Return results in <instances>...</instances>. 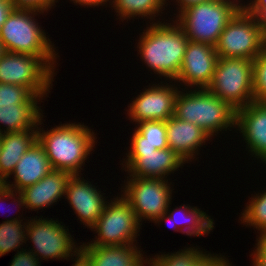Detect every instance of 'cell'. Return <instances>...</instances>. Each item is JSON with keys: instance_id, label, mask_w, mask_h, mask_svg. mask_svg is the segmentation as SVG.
Listing matches in <instances>:
<instances>
[{"instance_id": "obj_1", "label": "cell", "mask_w": 266, "mask_h": 266, "mask_svg": "<svg viewBox=\"0 0 266 266\" xmlns=\"http://www.w3.org/2000/svg\"><path fill=\"white\" fill-rule=\"evenodd\" d=\"M37 140L53 169L78 175L95 143V134L83 124H61L49 131H38ZM42 132V133H41Z\"/></svg>"}, {"instance_id": "obj_2", "label": "cell", "mask_w": 266, "mask_h": 266, "mask_svg": "<svg viewBox=\"0 0 266 266\" xmlns=\"http://www.w3.org/2000/svg\"><path fill=\"white\" fill-rule=\"evenodd\" d=\"M140 37L139 52L145 64L165 78L176 81L189 39L176 25L152 23Z\"/></svg>"}, {"instance_id": "obj_3", "label": "cell", "mask_w": 266, "mask_h": 266, "mask_svg": "<svg viewBox=\"0 0 266 266\" xmlns=\"http://www.w3.org/2000/svg\"><path fill=\"white\" fill-rule=\"evenodd\" d=\"M190 91L177 93L175 117L196 124L210 137L219 130L236 126V109L230 103L221 100L207 89Z\"/></svg>"}, {"instance_id": "obj_4", "label": "cell", "mask_w": 266, "mask_h": 266, "mask_svg": "<svg viewBox=\"0 0 266 266\" xmlns=\"http://www.w3.org/2000/svg\"><path fill=\"white\" fill-rule=\"evenodd\" d=\"M38 12L43 13L32 9H14L0 27V40L7 52L39 56L54 69L57 54L50 39L34 21L33 16Z\"/></svg>"}, {"instance_id": "obj_5", "label": "cell", "mask_w": 266, "mask_h": 266, "mask_svg": "<svg viewBox=\"0 0 266 266\" xmlns=\"http://www.w3.org/2000/svg\"><path fill=\"white\" fill-rule=\"evenodd\" d=\"M252 75L253 60L219 57L206 89L237 110L255 101Z\"/></svg>"}, {"instance_id": "obj_6", "label": "cell", "mask_w": 266, "mask_h": 266, "mask_svg": "<svg viewBox=\"0 0 266 266\" xmlns=\"http://www.w3.org/2000/svg\"><path fill=\"white\" fill-rule=\"evenodd\" d=\"M180 12L176 23L190 41L215 46L226 24L237 11L226 3L210 0L193 4Z\"/></svg>"}, {"instance_id": "obj_7", "label": "cell", "mask_w": 266, "mask_h": 266, "mask_svg": "<svg viewBox=\"0 0 266 266\" xmlns=\"http://www.w3.org/2000/svg\"><path fill=\"white\" fill-rule=\"evenodd\" d=\"M214 47L222 58L254 60L266 48V34L247 11L236 12Z\"/></svg>"}, {"instance_id": "obj_8", "label": "cell", "mask_w": 266, "mask_h": 266, "mask_svg": "<svg viewBox=\"0 0 266 266\" xmlns=\"http://www.w3.org/2000/svg\"><path fill=\"white\" fill-rule=\"evenodd\" d=\"M141 224L130 203L123 197H117L106 204L99 219L91 227L98 233L97 240L90 246H120L133 244Z\"/></svg>"}, {"instance_id": "obj_9", "label": "cell", "mask_w": 266, "mask_h": 266, "mask_svg": "<svg viewBox=\"0 0 266 266\" xmlns=\"http://www.w3.org/2000/svg\"><path fill=\"white\" fill-rule=\"evenodd\" d=\"M54 70L39 56L7 52L0 59V83L28 88L34 95H46Z\"/></svg>"}, {"instance_id": "obj_10", "label": "cell", "mask_w": 266, "mask_h": 266, "mask_svg": "<svg viewBox=\"0 0 266 266\" xmlns=\"http://www.w3.org/2000/svg\"><path fill=\"white\" fill-rule=\"evenodd\" d=\"M129 180L122 196L130 203L139 222L143 218L156 223L159 217L167 213L171 201L172 189L168 180L138 177Z\"/></svg>"}, {"instance_id": "obj_11", "label": "cell", "mask_w": 266, "mask_h": 266, "mask_svg": "<svg viewBox=\"0 0 266 266\" xmlns=\"http://www.w3.org/2000/svg\"><path fill=\"white\" fill-rule=\"evenodd\" d=\"M26 236L34 243L33 248L35 250H32L31 253L36 257L40 255L41 258L42 256L43 260L49 258L68 259L70 254L71 256H76L81 250V247L77 248L75 246L73 238L66 231L65 227L52 219L46 220L42 219V217L37 219L36 217L33 220L31 218V221L27 224Z\"/></svg>"}, {"instance_id": "obj_12", "label": "cell", "mask_w": 266, "mask_h": 266, "mask_svg": "<svg viewBox=\"0 0 266 266\" xmlns=\"http://www.w3.org/2000/svg\"><path fill=\"white\" fill-rule=\"evenodd\" d=\"M218 58L214 46L189 40L176 80L187 86L206 89L212 82Z\"/></svg>"}, {"instance_id": "obj_13", "label": "cell", "mask_w": 266, "mask_h": 266, "mask_svg": "<svg viewBox=\"0 0 266 266\" xmlns=\"http://www.w3.org/2000/svg\"><path fill=\"white\" fill-rule=\"evenodd\" d=\"M167 85H156L140 93L129 106V118L139 123L149 120L167 121L172 117L179 91L175 86Z\"/></svg>"}, {"instance_id": "obj_14", "label": "cell", "mask_w": 266, "mask_h": 266, "mask_svg": "<svg viewBox=\"0 0 266 266\" xmlns=\"http://www.w3.org/2000/svg\"><path fill=\"white\" fill-rule=\"evenodd\" d=\"M78 176L80 175H71L67 182L65 195L80 221L91 228L109 202L105 203L101 191Z\"/></svg>"}, {"instance_id": "obj_15", "label": "cell", "mask_w": 266, "mask_h": 266, "mask_svg": "<svg viewBox=\"0 0 266 266\" xmlns=\"http://www.w3.org/2000/svg\"><path fill=\"white\" fill-rule=\"evenodd\" d=\"M127 157L125 168L131 173L129 177L138 178L164 179L185 162L169 147L149 153H128Z\"/></svg>"}, {"instance_id": "obj_16", "label": "cell", "mask_w": 266, "mask_h": 266, "mask_svg": "<svg viewBox=\"0 0 266 266\" xmlns=\"http://www.w3.org/2000/svg\"><path fill=\"white\" fill-rule=\"evenodd\" d=\"M236 125L249 151L266 164V103L254 101L237 109Z\"/></svg>"}, {"instance_id": "obj_17", "label": "cell", "mask_w": 266, "mask_h": 266, "mask_svg": "<svg viewBox=\"0 0 266 266\" xmlns=\"http://www.w3.org/2000/svg\"><path fill=\"white\" fill-rule=\"evenodd\" d=\"M70 177V173L52 169L43 179L18 192L16 201L19 206H25L34 211L49 207L65 194Z\"/></svg>"}, {"instance_id": "obj_18", "label": "cell", "mask_w": 266, "mask_h": 266, "mask_svg": "<svg viewBox=\"0 0 266 266\" xmlns=\"http://www.w3.org/2000/svg\"><path fill=\"white\" fill-rule=\"evenodd\" d=\"M52 169L44 148L36 140L21 157L12 172L15 184L10 185L7 183L8 181H4L2 184L18 193L43 179Z\"/></svg>"}, {"instance_id": "obj_19", "label": "cell", "mask_w": 266, "mask_h": 266, "mask_svg": "<svg viewBox=\"0 0 266 266\" xmlns=\"http://www.w3.org/2000/svg\"><path fill=\"white\" fill-rule=\"evenodd\" d=\"M166 129L169 148L186 162L195 157L198 147L210 138L196 124L180 120L174 115L166 121Z\"/></svg>"}, {"instance_id": "obj_20", "label": "cell", "mask_w": 266, "mask_h": 266, "mask_svg": "<svg viewBox=\"0 0 266 266\" xmlns=\"http://www.w3.org/2000/svg\"><path fill=\"white\" fill-rule=\"evenodd\" d=\"M81 251L90 266H145L143 254L134 244L120 246H90L83 243Z\"/></svg>"}, {"instance_id": "obj_21", "label": "cell", "mask_w": 266, "mask_h": 266, "mask_svg": "<svg viewBox=\"0 0 266 266\" xmlns=\"http://www.w3.org/2000/svg\"><path fill=\"white\" fill-rule=\"evenodd\" d=\"M36 140L37 129L1 133L0 181L2 183L12 175L18 161Z\"/></svg>"}, {"instance_id": "obj_22", "label": "cell", "mask_w": 266, "mask_h": 266, "mask_svg": "<svg viewBox=\"0 0 266 266\" xmlns=\"http://www.w3.org/2000/svg\"><path fill=\"white\" fill-rule=\"evenodd\" d=\"M150 266H231L222 256L203 254L198 248H187L173 254L155 255L150 258ZM152 261V262H151Z\"/></svg>"}, {"instance_id": "obj_23", "label": "cell", "mask_w": 266, "mask_h": 266, "mask_svg": "<svg viewBox=\"0 0 266 266\" xmlns=\"http://www.w3.org/2000/svg\"><path fill=\"white\" fill-rule=\"evenodd\" d=\"M40 110L37 104L0 106V123L7 128L4 132H20L37 128V125L42 124L43 115Z\"/></svg>"}, {"instance_id": "obj_24", "label": "cell", "mask_w": 266, "mask_h": 266, "mask_svg": "<svg viewBox=\"0 0 266 266\" xmlns=\"http://www.w3.org/2000/svg\"><path fill=\"white\" fill-rule=\"evenodd\" d=\"M179 209H180L181 216L184 213L182 218L184 219L185 223H187V225L189 224L188 226L184 228L185 230L179 229V227L181 226L179 225V223L183 222L180 220H179L180 222L178 221V219L181 218L180 215H179L180 218L177 217ZM179 209L178 210L175 209L171 211V213L169 214H168L169 210H167V213H165L164 215H162L161 217L157 219L158 221L157 223L164 221L166 219V221L168 220L171 223L172 228L174 227L175 231L178 229L177 231L180 230L179 232H182L183 234L186 233L189 236H192V235L201 236V235H205L206 233L209 234V232L213 229L214 222L210 217H208V215L206 216V213L204 211H200V209H198L197 207H190V205L189 207L182 205V207L180 206ZM177 224L179 227L177 226Z\"/></svg>"}, {"instance_id": "obj_25", "label": "cell", "mask_w": 266, "mask_h": 266, "mask_svg": "<svg viewBox=\"0 0 266 266\" xmlns=\"http://www.w3.org/2000/svg\"><path fill=\"white\" fill-rule=\"evenodd\" d=\"M131 144H149L157 149L168 148L166 121H141L133 132Z\"/></svg>"}, {"instance_id": "obj_26", "label": "cell", "mask_w": 266, "mask_h": 266, "mask_svg": "<svg viewBox=\"0 0 266 266\" xmlns=\"http://www.w3.org/2000/svg\"><path fill=\"white\" fill-rule=\"evenodd\" d=\"M112 4L120 18L134 16L148 17L153 20L157 13L165 6L166 0H112ZM149 15V16H148Z\"/></svg>"}, {"instance_id": "obj_27", "label": "cell", "mask_w": 266, "mask_h": 266, "mask_svg": "<svg viewBox=\"0 0 266 266\" xmlns=\"http://www.w3.org/2000/svg\"><path fill=\"white\" fill-rule=\"evenodd\" d=\"M23 220L13 218L0 224V256L20 248L26 238L27 225H21ZM25 230H24V229ZM22 242V243H21Z\"/></svg>"}, {"instance_id": "obj_28", "label": "cell", "mask_w": 266, "mask_h": 266, "mask_svg": "<svg viewBox=\"0 0 266 266\" xmlns=\"http://www.w3.org/2000/svg\"><path fill=\"white\" fill-rule=\"evenodd\" d=\"M44 95H34L28 88L0 83V106H14V104H37Z\"/></svg>"}, {"instance_id": "obj_29", "label": "cell", "mask_w": 266, "mask_h": 266, "mask_svg": "<svg viewBox=\"0 0 266 266\" xmlns=\"http://www.w3.org/2000/svg\"><path fill=\"white\" fill-rule=\"evenodd\" d=\"M251 198L246 209L242 213V222L249 226H254L260 233L266 232V192L256 194Z\"/></svg>"}, {"instance_id": "obj_30", "label": "cell", "mask_w": 266, "mask_h": 266, "mask_svg": "<svg viewBox=\"0 0 266 266\" xmlns=\"http://www.w3.org/2000/svg\"><path fill=\"white\" fill-rule=\"evenodd\" d=\"M255 102L266 103V48L253 60Z\"/></svg>"}, {"instance_id": "obj_31", "label": "cell", "mask_w": 266, "mask_h": 266, "mask_svg": "<svg viewBox=\"0 0 266 266\" xmlns=\"http://www.w3.org/2000/svg\"><path fill=\"white\" fill-rule=\"evenodd\" d=\"M247 12L255 19L256 25L266 34V0H253Z\"/></svg>"}, {"instance_id": "obj_32", "label": "cell", "mask_w": 266, "mask_h": 266, "mask_svg": "<svg viewBox=\"0 0 266 266\" xmlns=\"http://www.w3.org/2000/svg\"><path fill=\"white\" fill-rule=\"evenodd\" d=\"M15 9H32L47 11L55 5L56 0H11Z\"/></svg>"}, {"instance_id": "obj_33", "label": "cell", "mask_w": 266, "mask_h": 266, "mask_svg": "<svg viewBox=\"0 0 266 266\" xmlns=\"http://www.w3.org/2000/svg\"><path fill=\"white\" fill-rule=\"evenodd\" d=\"M259 239V240H258ZM253 255L254 266H266V232L260 233Z\"/></svg>"}, {"instance_id": "obj_34", "label": "cell", "mask_w": 266, "mask_h": 266, "mask_svg": "<svg viewBox=\"0 0 266 266\" xmlns=\"http://www.w3.org/2000/svg\"><path fill=\"white\" fill-rule=\"evenodd\" d=\"M38 259L39 257H36L30 251L27 252L25 249L15 254L10 266H39Z\"/></svg>"}, {"instance_id": "obj_35", "label": "cell", "mask_w": 266, "mask_h": 266, "mask_svg": "<svg viewBox=\"0 0 266 266\" xmlns=\"http://www.w3.org/2000/svg\"><path fill=\"white\" fill-rule=\"evenodd\" d=\"M15 9L11 1L0 2V27L7 21L9 14Z\"/></svg>"}, {"instance_id": "obj_36", "label": "cell", "mask_w": 266, "mask_h": 266, "mask_svg": "<svg viewBox=\"0 0 266 266\" xmlns=\"http://www.w3.org/2000/svg\"><path fill=\"white\" fill-rule=\"evenodd\" d=\"M157 150L153 145L149 144H131L129 153H149Z\"/></svg>"}, {"instance_id": "obj_37", "label": "cell", "mask_w": 266, "mask_h": 266, "mask_svg": "<svg viewBox=\"0 0 266 266\" xmlns=\"http://www.w3.org/2000/svg\"><path fill=\"white\" fill-rule=\"evenodd\" d=\"M14 191L11 190L10 188L6 187L5 185L2 184V182L0 181V200L2 199H8L10 198H14L15 196H17V192L16 194L13 193ZM15 195V196H14Z\"/></svg>"}, {"instance_id": "obj_38", "label": "cell", "mask_w": 266, "mask_h": 266, "mask_svg": "<svg viewBox=\"0 0 266 266\" xmlns=\"http://www.w3.org/2000/svg\"><path fill=\"white\" fill-rule=\"evenodd\" d=\"M77 258H75V263L72 266H90L88 257L80 250L77 253Z\"/></svg>"}, {"instance_id": "obj_39", "label": "cell", "mask_w": 266, "mask_h": 266, "mask_svg": "<svg viewBox=\"0 0 266 266\" xmlns=\"http://www.w3.org/2000/svg\"><path fill=\"white\" fill-rule=\"evenodd\" d=\"M73 1L74 3H78L79 5H87V6H97V5H102V4H105L107 1L109 2V0H71ZM105 2V3H104Z\"/></svg>"}, {"instance_id": "obj_40", "label": "cell", "mask_w": 266, "mask_h": 266, "mask_svg": "<svg viewBox=\"0 0 266 266\" xmlns=\"http://www.w3.org/2000/svg\"><path fill=\"white\" fill-rule=\"evenodd\" d=\"M218 1L221 3H226L230 6H232L237 12H246L248 7H249V5H244V6H243V4L238 5V3L236 4V3H234V1L232 2L230 0H218Z\"/></svg>"}, {"instance_id": "obj_41", "label": "cell", "mask_w": 266, "mask_h": 266, "mask_svg": "<svg viewBox=\"0 0 266 266\" xmlns=\"http://www.w3.org/2000/svg\"><path fill=\"white\" fill-rule=\"evenodd\" d=\"M180 5L179 13L182 11L184 8L191 6L193 4L201 3V2H207L210 0H176ZM180 1V2H179Z\"/></svg>"}, {"instance_id": "obj_42", "label": "cell", "mask_w": 266, "mask_h": 266, "mask_svg": "<svg viewBox=\"0 0 266 266\" xmlns=\"http://www.w3.org/2000/svg\"><path fill=\"white\" fill-rule=\"evenodd\" d=\"M7 53L5 45L0 40V59Z\"/></svg>"}, {"instance_id": "obj_43", "label": "cell", "mask_w": 266, "mask_h": 266, "mask_svg": "<svg viewBox=\"0 0 266 266\" xmlns=\"http://www.w3.org/2000/svg\"><path fill=\"white\" fill-rule=\"evenodd\" d=\"M1 133H3V131L0 129V144H1Z\"/></svg>"}]
</instances>
